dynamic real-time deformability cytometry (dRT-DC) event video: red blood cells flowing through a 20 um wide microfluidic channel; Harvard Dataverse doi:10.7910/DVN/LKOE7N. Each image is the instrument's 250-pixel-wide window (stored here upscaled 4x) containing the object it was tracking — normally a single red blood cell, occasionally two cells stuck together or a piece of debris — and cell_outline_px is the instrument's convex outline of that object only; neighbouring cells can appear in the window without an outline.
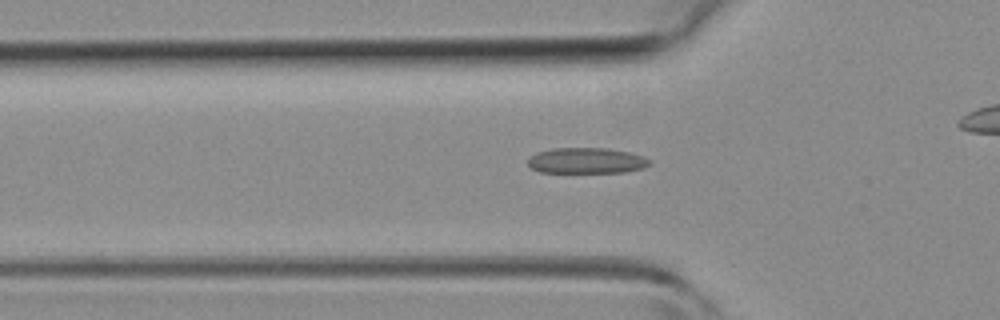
{"species": "common noctule bat (a hibernating species)", "species_latin": "Nyctalus noctula", "temperature_condition": "room temperature", "stored_images_in_passage": 34, "camera_frame_rate_fps": 3000, "um_per_image_px": 0.085, "animal": {"sex": "female", "body_mass_g": 19.3, "forearm_length_mm": 54.1}, "frame": {"image": 1, "passage_image": 12, "time_ms": 3.667, "image_size_px": [1000, 320], "cell_outline_px": [[652, 160], [644, 168], [624, 172], [540, 172], [532, 168], [528, 164], [528, 160], [536, 152], [552, 148], [608, 148], [628, 152], [644, 156]], "centroid_in_image_um": [49.87, 13.65], "position_along_channel_um": 75.9, "area_um2": 18.21}}
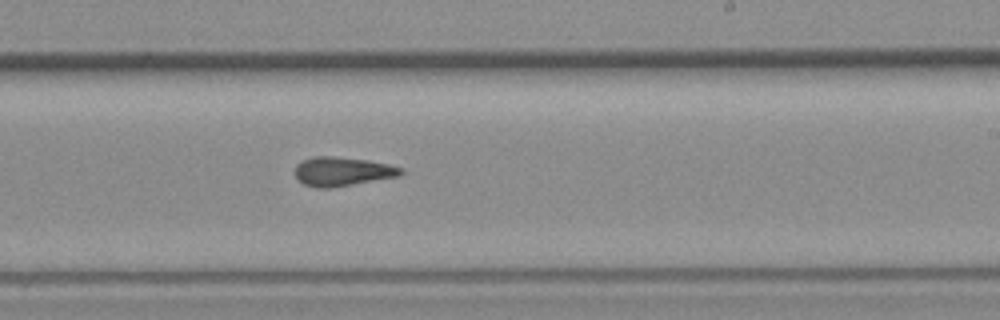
{"frame": {"image": 2, "passage_image": 24, "time_ms": 7.667, "image_size_px": [1000, 320], "cell_outline_px": [[404, 172], [400, 176], [332, 188], [316, 188], [304, 184], [296, 176], [296, 164], [312, 156], [332, 156], [368, 160], [388, 164], [404, 168]], "centroid_in_image_um": [29.13, 14.58], "position_along_channel_um": 259.9, "area_um2": 17.98}}
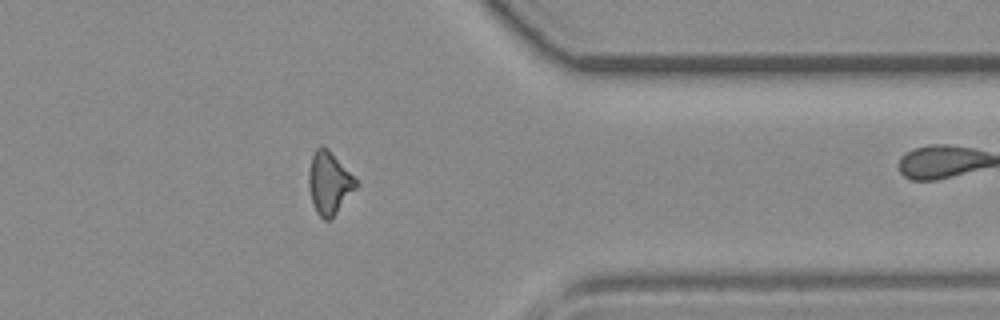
{"frame": {"image": 3, "passage_image": 33, "time_ms": 10.667, "image_size_px": [1000, 320], "cell_outline_px": [[360, 184], [332, 220], [324, 220], [316, 212], [312, 204], [308, 188], [308, 172], [312, 152], [320, 144], [328, 148], [356, 176]], "centroid_in_image_um": [28.0, 15.54], "position_along_channel_um": 383.4, "area_um2": 18.09}}